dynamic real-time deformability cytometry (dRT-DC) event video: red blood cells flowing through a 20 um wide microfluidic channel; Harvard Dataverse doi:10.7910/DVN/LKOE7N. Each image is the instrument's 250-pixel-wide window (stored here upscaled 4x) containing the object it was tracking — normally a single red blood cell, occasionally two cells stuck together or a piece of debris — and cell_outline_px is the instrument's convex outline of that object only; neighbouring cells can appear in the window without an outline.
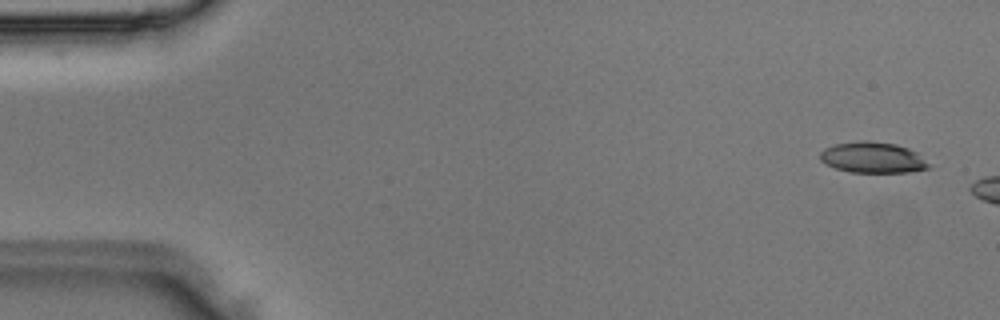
{"species": "Egyptian fruit bat (a non-hibernating species)", "species_latin": "Rousettus aegyptiacus", "temperature_condition": "room temperature", "stored_images_in_passage": 2, "camera_frame_rate_fps": 3000, "um_per_image_px": 0.085, "animal": {"sex": "male"}, "frame": {"image": 1, "passage_image": 1, "time_ms": 0.0, "image_size_px": [1000, 320], "cell_outline_px": [[932, 168], [908, 172], [848, 172], [836, 168], [820, 160], [820, 152], [824, 148], [836, 144], [860, 140], [868, 140], [896, 144], [908, 148], [916, 152]], "centroid_in_image_um": [74.17, 13.38], "position_along_channel_um": 10.8, "area_um2": 19.48}}